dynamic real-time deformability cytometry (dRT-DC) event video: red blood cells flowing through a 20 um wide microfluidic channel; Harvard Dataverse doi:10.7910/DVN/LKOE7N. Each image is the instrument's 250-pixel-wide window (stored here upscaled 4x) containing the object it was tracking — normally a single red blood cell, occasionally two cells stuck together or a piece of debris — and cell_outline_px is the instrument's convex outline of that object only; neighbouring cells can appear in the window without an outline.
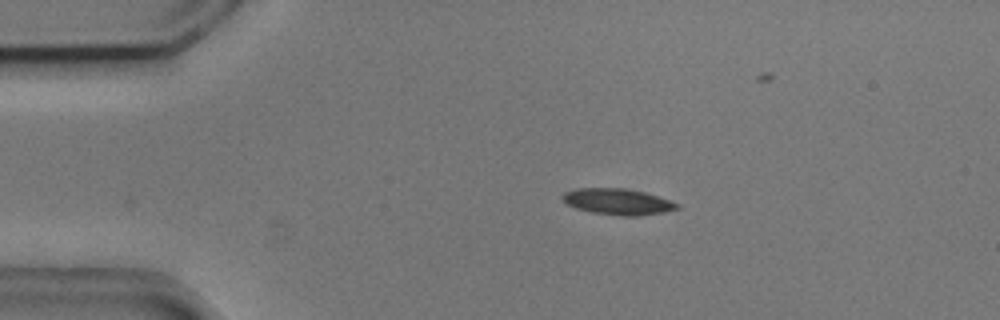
{"species": "common noctule bat (a hibernating species)", "species_latin": "Nyctalus noctula", "temperature_condition": "cold", "stored_images_in_passage": 38, "camera_frame_rate_fps": 3000, "um_per_image_px": 0.085, "animal": {"sex": "male", "body_mass_g": 20.5, "forearm_length_mm": 52.5}, "frame": {"image": 1, "passage_image": 2, "time_ms": 0.333, "image_size_px": [1000, 320], "cell_outline_px": [[680, 208], [664, 212], [632, 216], [620, 216], [592, 212], [576, 208], [568, 204], [560, 196], [564, 192], [576, 188], [624, 188], [644, 192], [680, 204]], "centroid_in_image_um": [52.49, 17.14], "position_along_channel_um": 32.5, "area_um2": 17.28}}
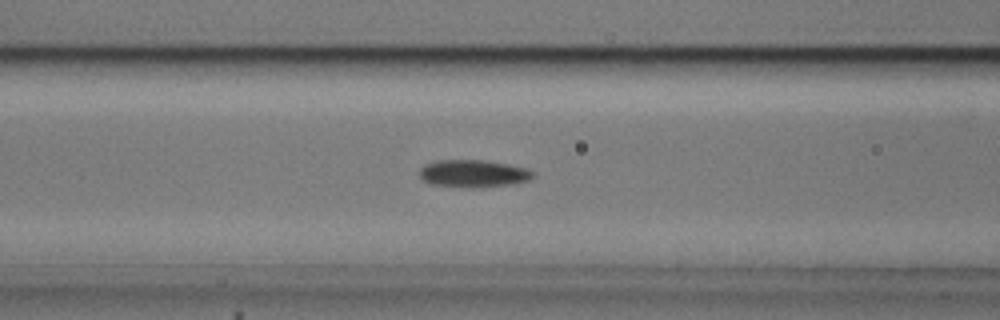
{"frame": {"image": 2, "passage_image": 13, "time_ms": 4.0, "image_size_px": [1000, 320], "cell_outline_px": [[536, 176], [528, 180], [512, 184], [460, 188], [428, 184], [420, 176], [420, 168], [424, 164], [436, 160], [484, 160], [508, 164], [528, 168], [536, 172]], "centroid_in_image_um": [40.23, 14.75], "position_along_channel_um": 126.4, "area_um2": 18.38}}
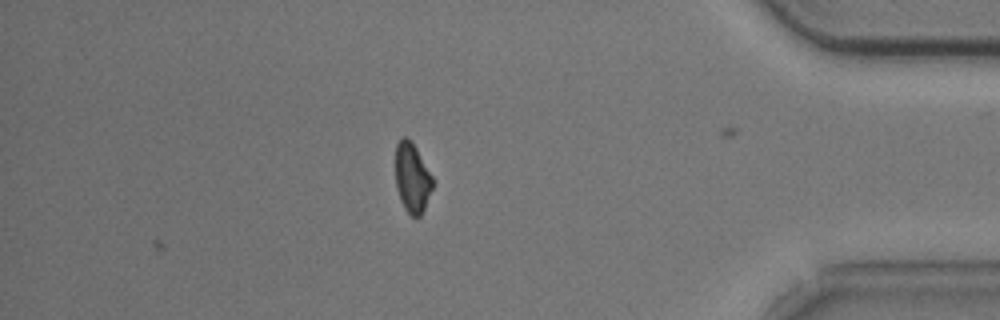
{"frame": {"image": 3, "passage_image": 38, "time_ms": 12.333, "image_size_px": [1000, 320], "cell_outline_px": [[436, 180], [424, 208], [420, 216], [412, 216], [404, 208], [400, 200], [396, 188], [396, 144], [404, 136], [412, 140]], "centroid_in_image_um": [35.06, 15.09], "position_along_channel_um": 400.1, "area_um2": 15.37}, "authors_computed_cell_mechanics": {"area_um2": 17.2822, "velocity_mm_per_s": 3.728, "shape_relaxation_time_tau1_ms": 6.4276, "shape_relaxation_time_tau2_ms": null, "deformation_change_tau1": 0.1355, "deformation_change_tau2": null}}